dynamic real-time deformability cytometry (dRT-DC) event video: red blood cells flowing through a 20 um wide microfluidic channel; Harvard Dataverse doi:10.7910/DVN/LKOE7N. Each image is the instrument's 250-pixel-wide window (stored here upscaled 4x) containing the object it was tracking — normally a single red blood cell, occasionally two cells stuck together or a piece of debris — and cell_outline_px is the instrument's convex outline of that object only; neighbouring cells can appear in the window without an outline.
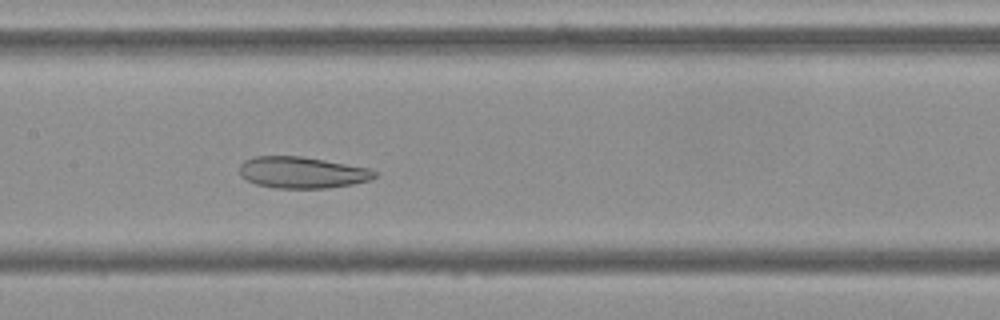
{"species": "Egyptian fruit bat (a non-hibernating species)", "species_latin": "Rousettus aegyptiacus", "temperature_condition": "cold", "stored_images_in_passage": 54, "camera_frame_rate_fps": 3000, "um_per_image_px": 0.085, "frame": {"image": 1, "passage_image": 26, "time_ms": 8.333, "image_size_px": [1000, 320], "cell_outline_px": [[376, 176], [368, 180], [352, 184], [324, 188], [272, 188], [256, 184], [240, 176], [240, 164], [244, 160], [252, 156], [300, 156], [324, 160], [368, 168], [376, 172]], "centroid_in_image_um": [25.62, 14.66], "position_along_channel_um": 181.8, "area_um2": 24.62}}
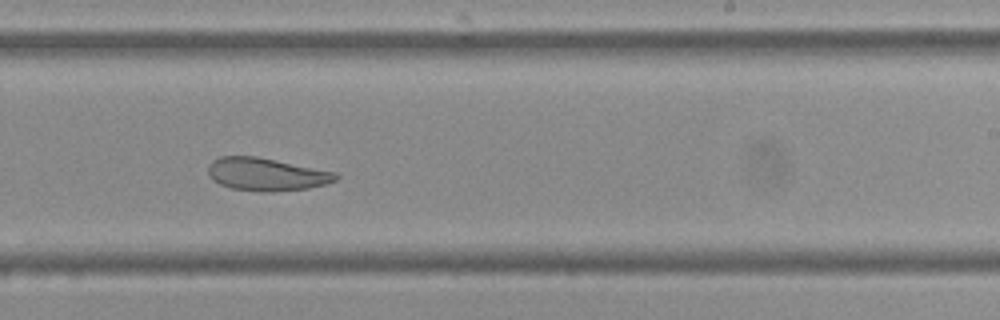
{"frame": {"image": 2, "passage_image": 33, "time_ms": 10.667, "image_size_px": [1000, 320], "cell_outline_px": [[340, 176], [336, 180], [328, 184], [308, 188], [272, 192], [260, 192], [232, 188], [220, 184], [212, 180], [208, 172], [208, 164], [212, 160], [220, 156], [256, 156], [336, 172]], "centroid_in_image_um": [22.64, 14.82], "position_along_channel_um": 266.4, "area_um2": 24.57}}
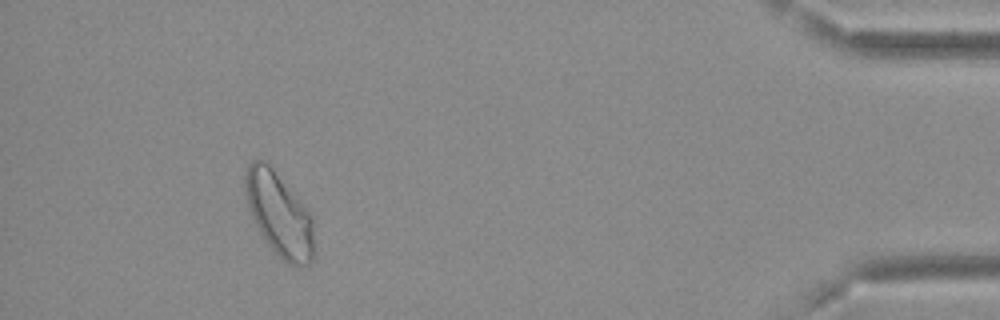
{"frame": {"image": 3, "passage_image": 50, "time_ms": 16.333, "image_size_px": [1000, 320], "cell_outline_px": [[312, 264], [288, 264], [268, 244], [260, 232], [252, 216], [244, 192], [244, 176], [248, 164], [256, 156], [264, 160], [272, 168], [308, 212], [312, 220]], "centroid_in_image_um": [23.66, 18.16], "position_along_channel_um": 411.5, "area_um2": 32.54}}